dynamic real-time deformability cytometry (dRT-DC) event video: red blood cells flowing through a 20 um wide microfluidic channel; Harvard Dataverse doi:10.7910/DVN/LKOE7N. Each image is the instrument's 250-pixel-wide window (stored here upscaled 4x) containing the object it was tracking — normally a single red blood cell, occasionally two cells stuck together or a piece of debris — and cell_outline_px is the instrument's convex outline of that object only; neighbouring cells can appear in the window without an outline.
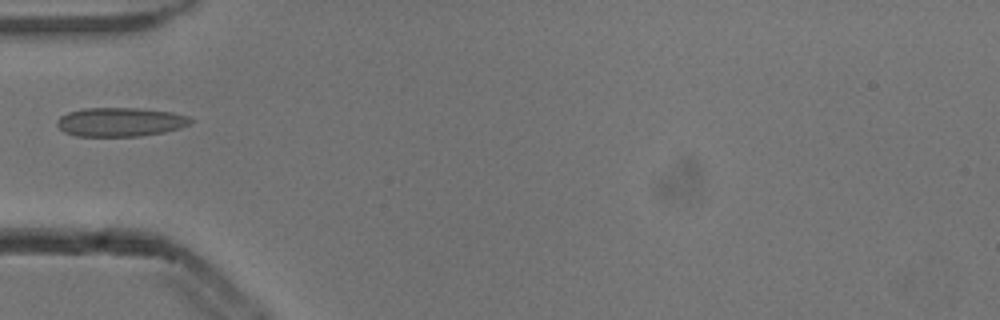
{"species": "common noctule bat (a hibernating species)", "species_latin": "Nyctalus noctula", "temperature_condition": "cold", "stored_images_in_passage": 1, "camera_frame_rate_fps": 3000, "um_per_image_px": 0.085, "animal": {"sex": "male", "body_mass_g": 13.3}, "frame": {"image": 1, "passage_image": 1, "time_ms": 0.0, "image_size_px": [1000, 320], "cell_outline_px": [[192, 120], [188, 124], [180, 128], [164, 132], [140, 136], [76, 136], [64, 132], [56, 124], [56, 120], [60, 116], [68, 112], [84, 108], [140, 108], [172, 112], [188, 116]], "centroid_in_image_um": [10.2, 10.37], "position_along_channel_um": 74.8, "area_um2": 22.54}}